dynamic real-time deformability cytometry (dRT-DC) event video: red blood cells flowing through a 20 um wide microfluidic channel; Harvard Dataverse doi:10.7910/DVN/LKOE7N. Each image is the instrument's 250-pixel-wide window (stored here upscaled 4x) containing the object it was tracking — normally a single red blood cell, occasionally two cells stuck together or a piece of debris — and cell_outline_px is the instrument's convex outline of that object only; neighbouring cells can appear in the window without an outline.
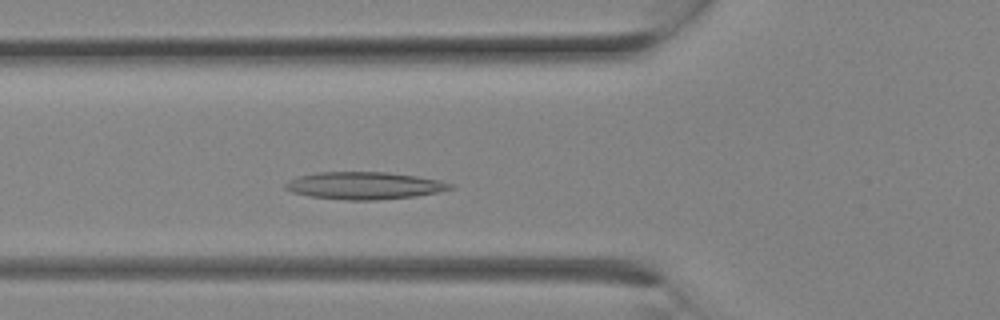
{"species": "Egyptian fruit bat (a non-hibernating species)", "species_latin": "Rousettus aegyptiacus", "temperature_condition": "room temperature", "stored_images_in_passage": 4, "camera_frame_rate_fps": 3000, "um_per_image_px": 0.085, "animal": {"sex": "female"}, "frame": {"image": 1, "passage_image": 4, "time_ms": 1.0, "image_size_px": [1000, 320], "cell_outline_px": [[456, 188], [416, 196], [376, 200], [344, 200], [308, 196], [292, 192], [284, 188], [284, 184], [288, 180], [300, 176], [316, 172], [388, 172], [416, 176], [440, 180], [452, 184]], "centroid_in_image_um": [30.95, 15.78], "position_along_channel_um": 94.8, "area_um2": 26.36}}